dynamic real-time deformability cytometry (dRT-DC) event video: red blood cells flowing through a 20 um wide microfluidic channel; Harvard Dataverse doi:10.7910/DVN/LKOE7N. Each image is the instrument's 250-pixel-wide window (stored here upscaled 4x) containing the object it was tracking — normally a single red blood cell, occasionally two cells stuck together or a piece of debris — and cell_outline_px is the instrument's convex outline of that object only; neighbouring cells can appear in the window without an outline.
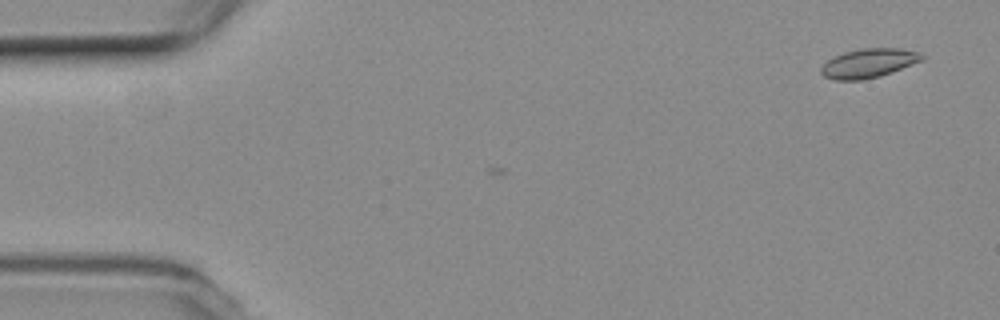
{"species": "common noctule bat (a hibernating species)", "species_latin": "Nyctalus noctula", "temperature_condition": "room temperature", "stored_images_in_passage": 2, "camera_frame_rate_fps": 3000, "um_per_image_px": 0.085, "animal": {"sex": "female", "body_mass_g": 19.3, "forearm_length_mm": 54.1}, "frame": {"image": 1, "passage_image": 2, "time_ms": 0.333, "image_size_px": [1000, 320], "cell_outline_px": [[924, 60], [880, 76], [860, 80], [836, 80], [824, 76], [820, 72], [820, 68], [828, 60], [844, 52], [864, 48], [900, 48], [920, 52], [924, 56]], "centroid_in_image_um": [73.86, 5.36], "position_along_channel_um": 11.1, "area_um2": 16.99}}